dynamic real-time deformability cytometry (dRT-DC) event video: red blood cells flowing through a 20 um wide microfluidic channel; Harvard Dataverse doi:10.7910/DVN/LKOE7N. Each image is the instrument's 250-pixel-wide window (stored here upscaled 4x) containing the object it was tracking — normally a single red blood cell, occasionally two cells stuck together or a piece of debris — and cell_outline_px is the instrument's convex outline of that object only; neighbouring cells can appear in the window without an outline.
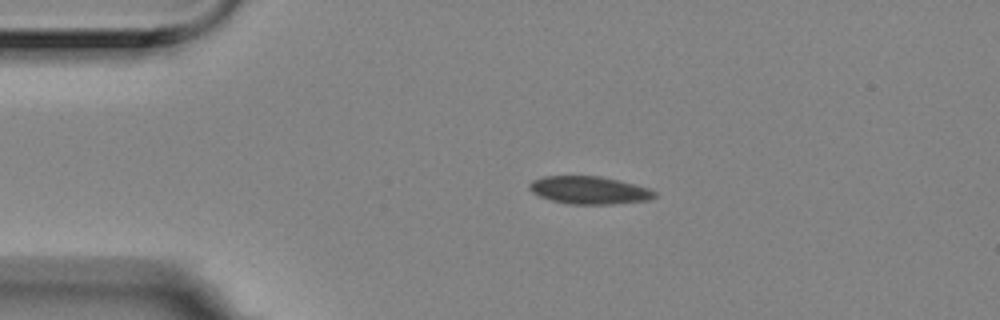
{"species": "Egyptian fruit bat (a non-hibernating species)", "species_latin": "Rousettus aegyptiacus", "temperature_condition": "room temperature", "stored_images_in_passage": 9, "camera_frame_rate_fps": 3000, "um_per_image_px": 0.085, "animal": {"sex": "female"}, "frame": {"image": 1, "passage_image": 2, "time_ms": 0.333, "image_size_px": [1000, 320], "cell_outline_px": [[656, 196], [648, 200], [612, 204], [568, 204], [552, 200], [540, 196], [532, 192], [528, 188], [528, 184], [532, 180], [544, 176], [600, 176], [620, 180], [648, 188], [656, 192]], "centroid_in_image_um": [50.07, 16.16], "position_along_channel_um": 34.9, "area_um2": 20.23}}
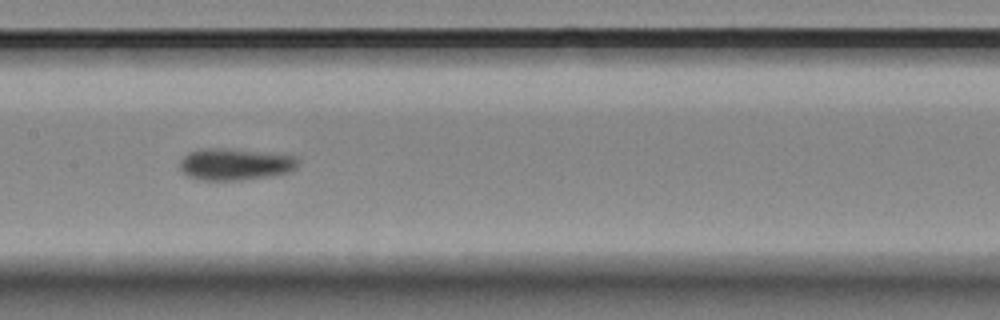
{"frame": {"image": 2, "passage_image": 6, "time_ms": 1.667, "image_size_px": [1000, 320], "cell_outline_px": [[300, 164], [292, 172], [272, 176], [240, 180], [200, 180], [188, 176], [180, 168], [180, 160], [188, 152], [204, 148], [228, 148], [296, 156], [300, 160]], "centroid_in_image_um": [20.03, 13.96], "position_along_channel_um": 187.4, "area_um2": 22.14}}
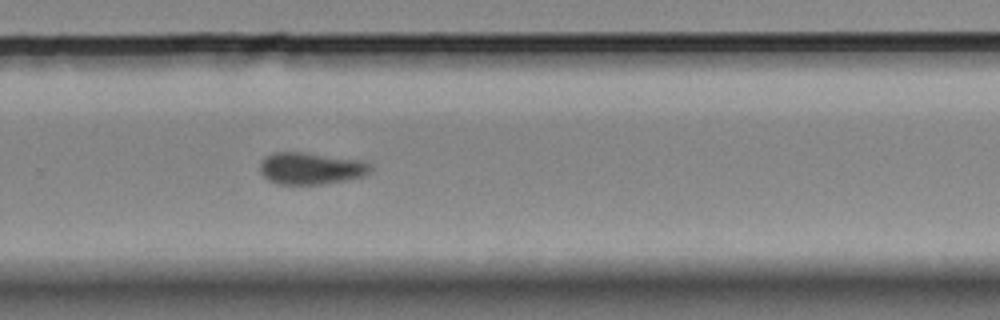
{"frame": {"image": 3, "passage_image": 9, "time_ms": 2.667, "image_size_px": [1000, 320], "cell_outline_px": [[372, 172], [364, 176], [348, 180], [320, 184], [280, 184], [268, 180], [260, 172], [260, 160], [264, 156], [272, 152], [304, 152], [364, 160], [372, 168]], "centroid_in_image_um": [26.43, 14.3], "position_along_channel_um": 303.4, "area_um2": 20.87}}